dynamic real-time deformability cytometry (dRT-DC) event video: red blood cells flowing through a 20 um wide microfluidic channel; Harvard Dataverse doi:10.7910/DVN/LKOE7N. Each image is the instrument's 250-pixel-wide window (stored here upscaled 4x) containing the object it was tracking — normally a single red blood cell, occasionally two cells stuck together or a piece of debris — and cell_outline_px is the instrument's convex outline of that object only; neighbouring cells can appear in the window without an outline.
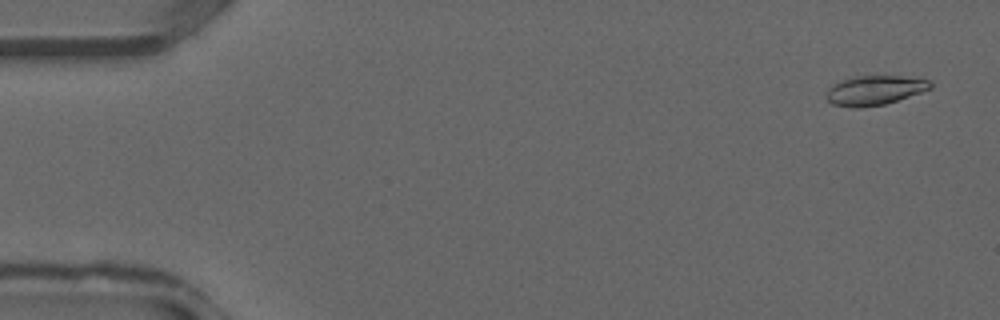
{"species": "common noctule bat (a hibernating species)", "species_latin": "Nyctalus noctula", "temperature_condition": "warm", "stored_images_in_passage": 37, "camera_frame_rate_fps": 3000, "um_per_image_px": 0.085, "animal": {"sex": "male", "forearm_length_mm": 52.5}, "frame": {"image": 1, "passage_image": 2, "time_ms": 0.333, "image_size_px": [1000, 320], "cell_outline_px": [[932, 88], [884, 104], [856, 108], [832, 104], [824, 96], [828, 88], [832, 84], [856, 76], [900, 76], [932, 80]], "centroid_in_image_um": [74.32, 7.67], "position_along_channel_um": 10.7, "area_um2": 17.69}}
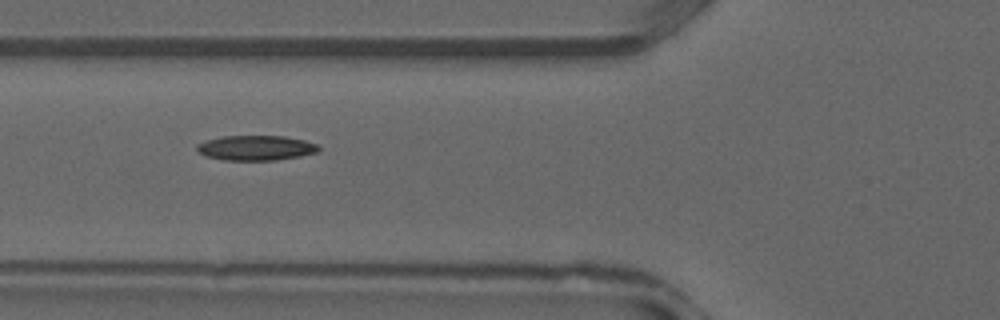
{"frame": {"image": 2, "passage_image": 14, "time_ms": 4.333, "image_size_px": [1000, 320], "cell_outline_px": [[320, 148], [316, 152], [300, 156], [276, 160], [224, 160], [204, 156], [196, 148], [196, 144], [220, 136], [284, 136], [304, 140], [316, 144]], "centroid_in_image_um": [21.73, 12.57], "position_along_channel_um": 104.1, "area_um2": 17.63}}
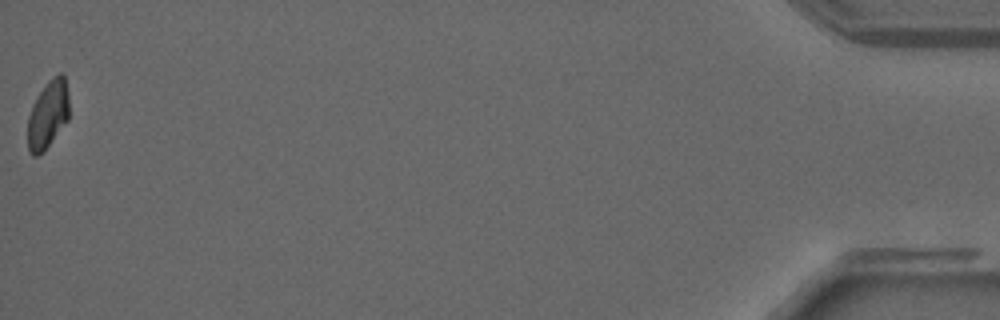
{"frame": {"image": 3, "passage_image": 37, "time_ms": 12.0, "image_size_px": [1000, 320], "cell_outline_px": [[68, 120], [44, 152], [36, 156], [32, 156], [28, 148], [28, 116], [32, 104], [48, 80], [52, 76], [60, 72], [64, 76], [68, 92]], "centroid_in_image_um": [4.07, 9.74], "position_along_channel_um": 431.1, "area_um2": 16.47}}